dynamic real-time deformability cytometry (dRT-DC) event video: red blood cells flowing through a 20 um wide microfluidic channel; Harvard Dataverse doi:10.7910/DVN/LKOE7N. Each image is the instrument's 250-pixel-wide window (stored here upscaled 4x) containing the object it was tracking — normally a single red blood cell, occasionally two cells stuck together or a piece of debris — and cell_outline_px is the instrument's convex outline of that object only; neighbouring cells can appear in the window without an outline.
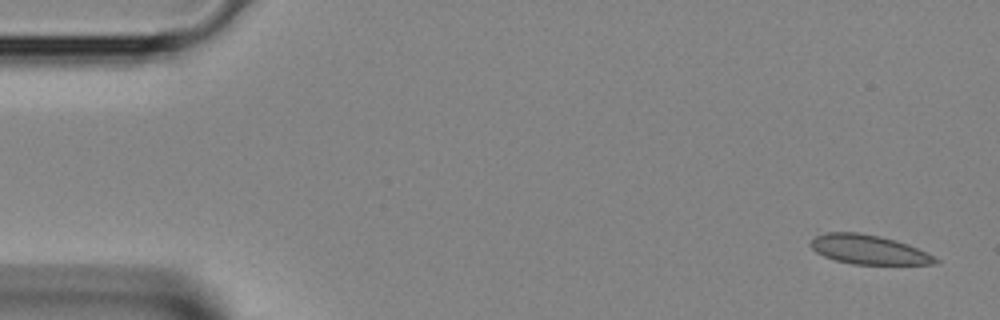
{"species": "Egyptian fruit bat (a non-hibernating species)", "species_latin": "Rousettus aegyptiacus", "temperature_condition": "room temperature", "stored_images_in_passage": 3, "segment_of_instrument_passage": [1, 2], "camera_frame_rate_fps": 3000, "um_per_image_px": 0.085, "animal": {"sex": "female"}, "frame": {"image": 1, "passage_image": 1, "time_ms": 0.0, "image_size_px": [1000, 320], "cell_outline_px": [[940, 264], [852, 264], [836, 260], [824, 256], [816, 252], [808, 244], [816, 236], [828, 232], [860, 232], [880, 236], [896, 240], [908, 244], [940, 260]], "centroid_in_image_um": [73.82, 21.21], "position_along_channel_um": 11.2, "area_um2": 21.15}}